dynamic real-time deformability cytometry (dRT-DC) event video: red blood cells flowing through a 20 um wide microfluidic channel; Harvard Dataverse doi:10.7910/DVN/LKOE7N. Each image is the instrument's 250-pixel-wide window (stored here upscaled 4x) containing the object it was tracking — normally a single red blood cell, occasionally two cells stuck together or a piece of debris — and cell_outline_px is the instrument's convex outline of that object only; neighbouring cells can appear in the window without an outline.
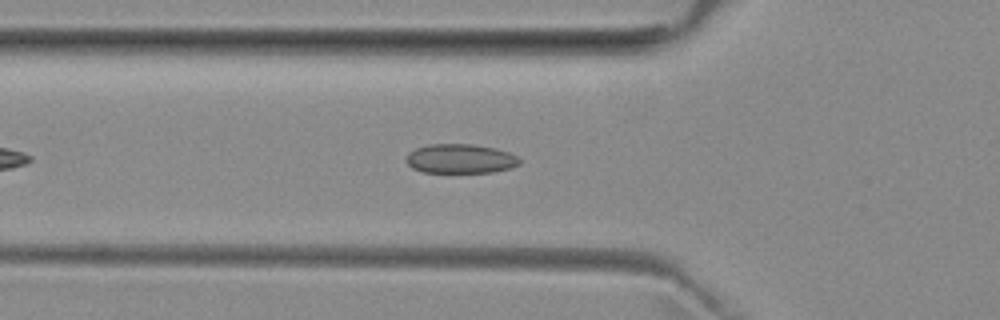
{"species": "common noctule bat (a hibernating species)", "species_latin": "Nyctalus noctula", "temperature_condition": "room temperature", "stored_images_in_passage": 42, "camera_frame_rate_fps": 3000, "um_per_image_px": 0.085, "animal": {"sex": "female", "body_mass_g": 29.2, "forearm_length_mm": 56.3}, "frame": {"image": 1, "passage_image": 8, "time_ms": 2.333, "image_size_px": [1000, 320], "cell_outline_px": [[520, 164], [512, 168], [492, 172], [424, 172], [412, 168], [408, 164], [408, 152], [416, 148], [428, 144], [472, 144], [496, 148], [508, 152], [516, 156], [520, 160]], "centroid_in_image_um": [39.15, 13.48], "position_along_channel_um": 86.6, "area_um2": 19.31}}
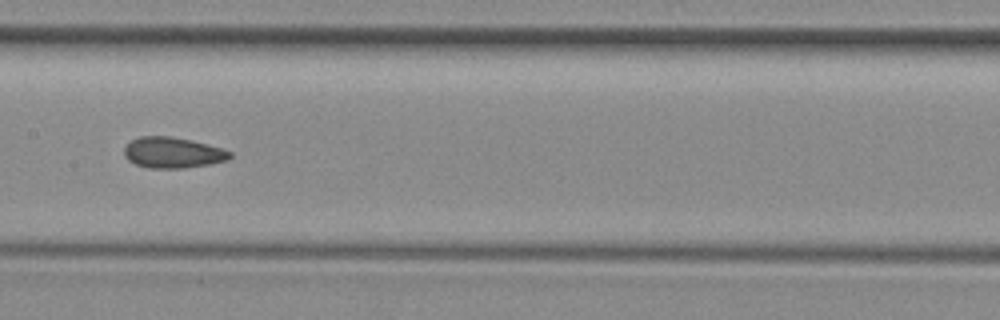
{"frame": {"image": 2, "passage_image": 16, "time_ms": 5.0, "image_size_px": [1000, 320], "cell_outline_px": [[232, 156], [228, 160], [208, 164], [184, 168], [148, 168], [136, 164], [128, 160], [124, 156], [124, 148], [132, 140], [140, 136], [168, 136], [192, 140], [208, 144], [232, 152]], "centroid_in_image_um": [14.68, 12.97], "position_along_channel_um": 192.7, "area_um2": 18.96}}
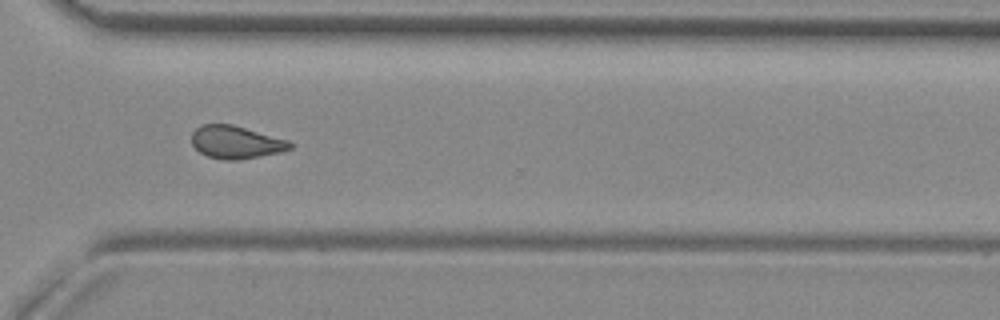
{"frame": {"image": 3, "passage_image": 28, "time_ms": 9.0, "image_size_px": [1000, 320], "cell_outline_px": [[292, 148], [280, 152], [260, 156], [236, 160], [224, 160], [208, 156], [200, 152], [192, 144], [192, 132], [200, 124], [232, 124], [288, 140], [292, 144]], "centroid_in_image_um": [20.03, 12.08], "position_along_channel_um": 350.6, "area_um2": 18.67}, "authors_computed_cell_mechanics": {"area_um2": 18.8717, "velocity_mm_per_s": 3.95, "shape_relaxation_time_tau1_ms": null, "shape_relaxation_time_tau2_ms": 2.8319, "deformation_change_tau1": null, "deformation_change_tau2": 0.0995}}